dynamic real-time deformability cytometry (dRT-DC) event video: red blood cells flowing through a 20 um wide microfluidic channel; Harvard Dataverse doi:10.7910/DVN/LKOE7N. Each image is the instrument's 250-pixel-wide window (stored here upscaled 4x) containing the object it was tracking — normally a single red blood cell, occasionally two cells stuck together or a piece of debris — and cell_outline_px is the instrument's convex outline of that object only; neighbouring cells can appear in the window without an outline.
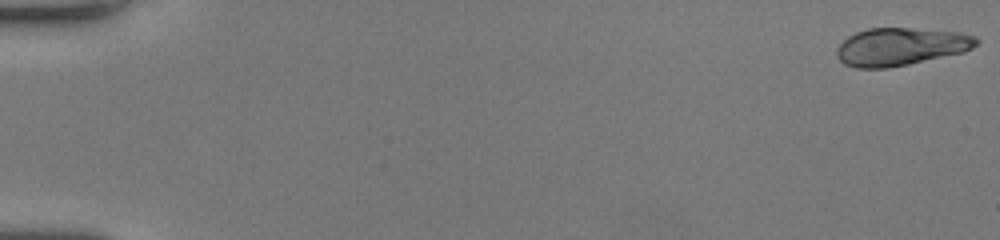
{"species": "human", "species_latin": "Homo sapiens", "temperature_condition": "room temperature", "stored_images_in_passage": 6, "camera_frame_rate_fps": 3000, "um_per_image_px": 0.085, "donor": {"sex": "female"}, "frame": {"image": 1, "passage_image": 1, "time_ms": 0.0, "image_size_px": [1000, 240], "cell_outline_px": [[980, 40], [972, 48], [964, 52], [908, 64], [888, 68], [856, 68], [844, 64], [836, 56], [836, 48], [848, 36], [856, 32], [868, 28], [908, 28], [960, 32], [976, 36]], "centroid_in_image_um": [76.55, 3.96], "position_along_channel_um": 8.5, "area_um2": 30.75}}